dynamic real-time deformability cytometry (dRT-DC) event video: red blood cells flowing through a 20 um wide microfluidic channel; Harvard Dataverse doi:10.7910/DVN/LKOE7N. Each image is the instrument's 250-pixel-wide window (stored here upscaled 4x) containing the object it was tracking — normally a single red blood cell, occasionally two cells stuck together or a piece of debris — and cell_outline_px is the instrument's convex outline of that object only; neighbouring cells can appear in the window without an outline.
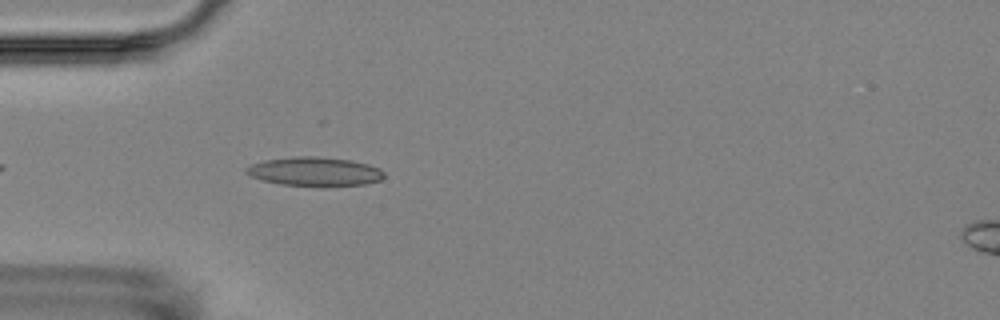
{"species": "Egyptian fruit bat (a non-hibernating species)", "species_latin": "Rousettus aegyptiacus", "temperature_condition": "room temperature", "stored_images_in_passage": 5, "camera_frame_rate_fps": 3000, "um_per_image_px": 0.085, "animal": {"sex": "female"}, "frame": {"image": 1, "passage_image": 5, "time_ms": 4.667, "image_size_px": [1000, 320], "cell_outline_px": [[384, 176], [380, 180], [364, 184], [324, 188], [320, 188], [280, 184], [264, 180], [252, 176], [244, 172], [244, 168], [252, 164], [264, 160], [296, 156], [312, 156], [348, 160], [368, 164], [380, 168], [384, 172]], "centroid_in_image_um": [26.75, 14.61], "position_along_channel_um": 58.2, "area_um2": 23.64}}